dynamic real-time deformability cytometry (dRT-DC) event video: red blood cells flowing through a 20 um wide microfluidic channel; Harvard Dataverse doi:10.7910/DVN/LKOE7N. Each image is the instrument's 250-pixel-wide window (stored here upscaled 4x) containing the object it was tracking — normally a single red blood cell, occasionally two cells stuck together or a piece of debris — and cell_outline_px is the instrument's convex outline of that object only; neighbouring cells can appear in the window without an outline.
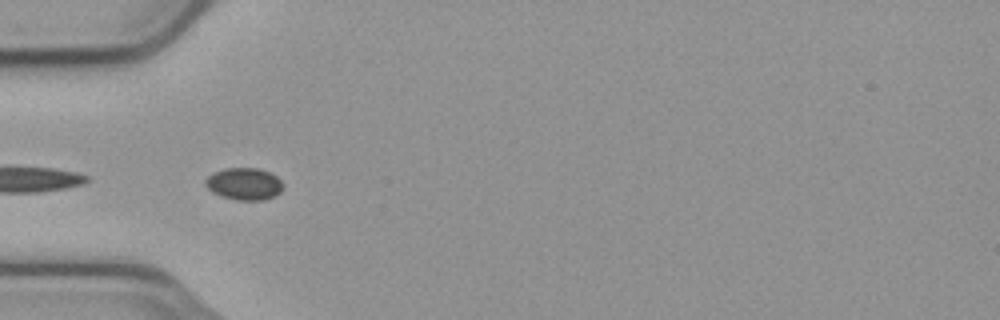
{"species": "common noctule bat (a hibernating species)", "species_latin": "Nyctalus noctula", "temperature_condition": "cold", "stored_images_in_passage": 33, "camera_frame_rate_fps": 3000, "um_per_image_px": 0.085, "animal": {"sex": "male", "body_mass_g": 23.1, "forearm_length_mm": 52.7}, "frame": {"image": 1, "passage_image": 19, "time_ms": 6.0, "image_size_px": [1000, 320], "cell_outline_px": [[284, 188], [276, 196], [264, 200], [236, 200], [212, 192], [204, 184], [204, 180], [212, 172], [224, 168], [256, 168], [268, 172], [276, 176], [284, 184]], "centroid_in_image_um": [20.76, 15.63], "position_along_channel_um": 64.2, "area_um2": 14.62}}